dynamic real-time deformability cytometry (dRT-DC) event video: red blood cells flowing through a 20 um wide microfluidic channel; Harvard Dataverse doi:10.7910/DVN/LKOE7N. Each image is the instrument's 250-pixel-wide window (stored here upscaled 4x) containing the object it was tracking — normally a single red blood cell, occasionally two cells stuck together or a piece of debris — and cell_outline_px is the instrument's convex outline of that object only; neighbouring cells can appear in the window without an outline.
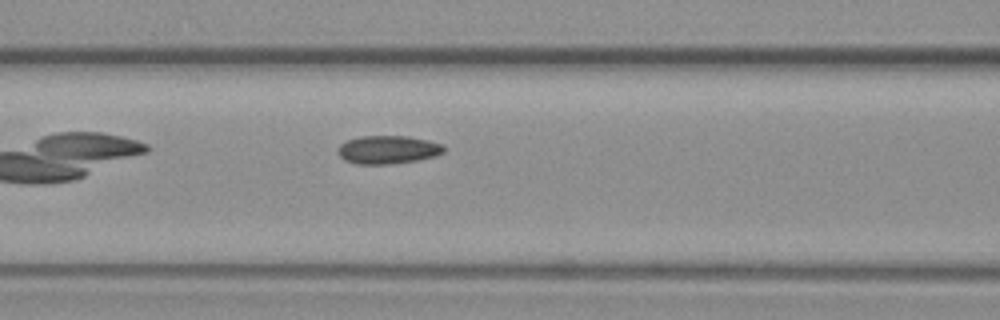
{"species": "common noctule bat (a hibernating species)", "species_latin": "Nyctalus noctula", "temperature_condition": "warm", "stored_images_in_passage": 8, "camera_frame_rate_fps": 3000, "um_per_image_px": 0.085, "animal": {"sex": "female", "body_mass_g": 19.3, "forearm_length_mm": 54.1}, "frame": {"image": 1, "passage_image": 8, "time_ms": 8.333, "image_size_px": [1000, 320], "cell_outline_px": [[448, 148], [444, 152], [436, 156], [416, 160], [388, 164], [356, 164], [344, 160], [336, 152], [340, 144], [348, 140], [360, 136], [404, 136], [428, 140], [444, 144]], "centroid_in_image_um": [32.99, 12.72], "position_along_channel_um": 133.6, "area_um2": 17.57}}